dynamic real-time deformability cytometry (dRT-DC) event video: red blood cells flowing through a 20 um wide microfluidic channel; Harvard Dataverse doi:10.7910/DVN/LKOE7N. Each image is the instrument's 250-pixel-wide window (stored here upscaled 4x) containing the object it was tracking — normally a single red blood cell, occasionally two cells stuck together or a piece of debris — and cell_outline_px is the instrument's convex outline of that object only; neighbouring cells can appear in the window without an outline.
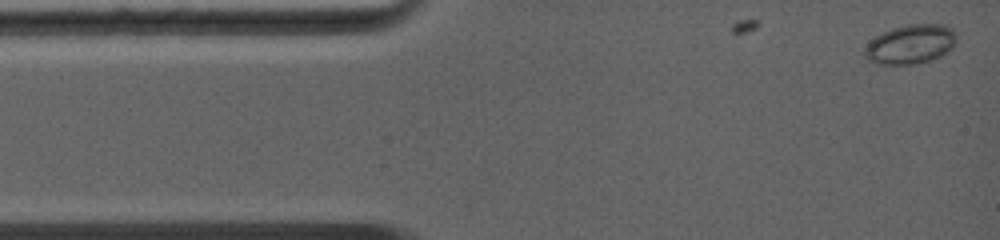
{"species": "common noctule bat (a hibernating species)", "species_latin": "Nyctalus noctula", "temperature_condition": "warm", "stored_images_in_passage": 25, "camera_frame_rate_fps": 5000, "um_per_image_px": 0.085, "animal": {"sex": "female", "body_mass_g": 19.0, "forearm_length_mm": 56.7}, "frame": {"image": 1, "passage_image": 1, "time_ms": 0.0, "image_size_px": [1000, 240], "cell_outline_px": [[956, 36], [952, 48], [940, 56], [928, 60], [912, 64], [880, 64], [868, 60], [864, 56], [864, 48], [876, 36], [892, 28], [904, 24], [944, 24], [952, 28]], "centroid_in_image_um": [77.39, 3.74], "position_along_channel_um": 7.6, "area_um2": 20.81}}
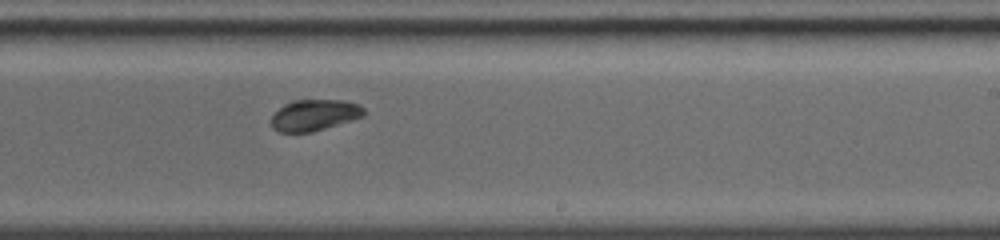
{"frame": {"image": 2, "passage_image": 14, "time_ms": 7.4, "image_size_px": [1000, 240], "cell_outline_px": [[364, 116], [352, 120], [312, 132], [280, 132], [272, 128], [272, 116], [284, 104], [292, 100], [340, 100], [360, 104], [364, 108]], "centroid_in_image_um": [26.73, 9.78], "position_along_channel_um": 262.3, "area_um2": 16.76}}
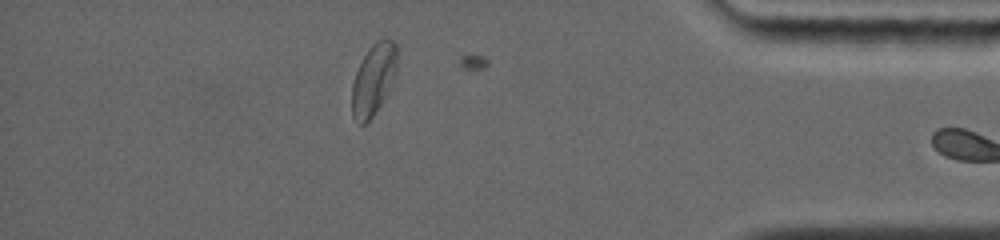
{"frame": {"image": 3, "passage_image": 24, "time_ms": 11.4, "image_size_px": [1000, 240], "cell_outline_px": [[396, 72], [380, 104], [372, 116], [364, 124], [360, 124], [352, 116], [352, 84], [356, 72], [364, 56], [372, 44], [376, 40], [392, 40], [396, 44]], "centroid_in_image_um": [31.72, 6.74], "position_along_channel_um": 403.5, "area_um2": 18.09}}